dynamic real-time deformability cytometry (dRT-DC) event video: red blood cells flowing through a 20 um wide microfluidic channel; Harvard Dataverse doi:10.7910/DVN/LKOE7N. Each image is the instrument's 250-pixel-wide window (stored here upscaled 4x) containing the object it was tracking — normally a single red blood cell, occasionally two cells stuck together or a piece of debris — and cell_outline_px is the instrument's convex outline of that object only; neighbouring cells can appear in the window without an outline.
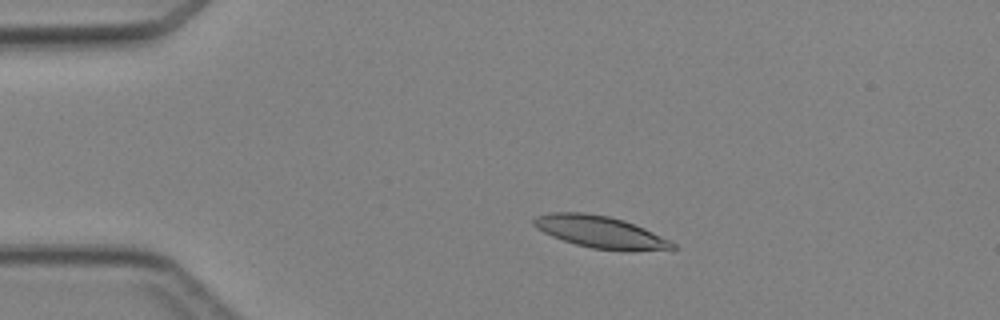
{"species": "Egyptian fruit bat (a non-hibernating species)", "species_latin": "Rousettus aegyptiacus", "temperature_condition": "cold", "stored_images_in_passage": 4, "camera_frame_rate_fps": 3000, "um_per_image_px": 0.085, "animal": {"sex": "female"}, "frame": {"image": 1, "passage_image": 3, "time_ms": 2.333, "image_size_px": [1000, 320], "cell_outline_px": [[676, 248], [592, 248], [576, 244], [552, 236], [536, 228], [532, 224], [532, 220], [536, 216], [552, 212], [584, 212], [608, 216], [624, 220], [644, 228], [676, 244]], "centroid_in_image_um": [50.87, 19.65], "position_along_channel_um": 34.1, "area_um2": 24.62}}